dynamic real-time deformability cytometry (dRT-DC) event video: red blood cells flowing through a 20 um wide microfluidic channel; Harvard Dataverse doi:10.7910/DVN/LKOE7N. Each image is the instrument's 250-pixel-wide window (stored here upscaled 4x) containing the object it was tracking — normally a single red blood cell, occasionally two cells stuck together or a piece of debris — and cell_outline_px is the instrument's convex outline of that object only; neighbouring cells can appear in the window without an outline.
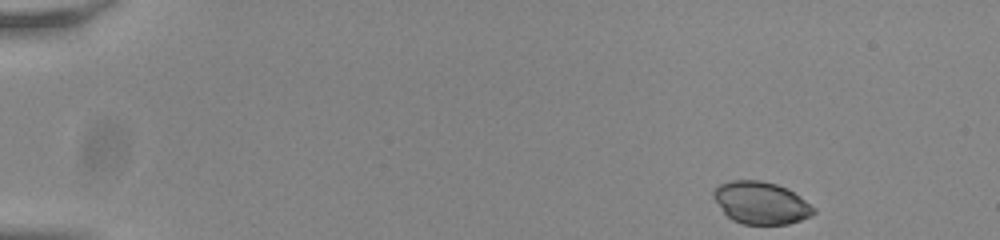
{"species": "common noctule bat (a hibernating species)", "species_latin": "Nyctalus noctula", "temperature_condition": "room temperature", "stored_images_in_passage": 50, "camera_frame_rate_fps": 3000, "um_per_image_px": 0.085, "animal": {"sex": "male", "body_mass_g": 20.0, "forearm_length_mm": 53.3}, "frame": {"image": 1, "passage_image": 1, "time_ms": 0.0, "image_size_px": [1000, 240], "cell_outline_px": [[816, 212], [812, 216], [788, 224], [744, 224], [732, 220], [724, 212], [712, 196], [712, 192], [720, 184], [732, 180], [760, 180], [776, 184], [800, 196], [816, 208]], "centroid_in_image_um": [64.69, 17.25], "position_along_channel_um": 20.3, "area_um2": 24.57}}
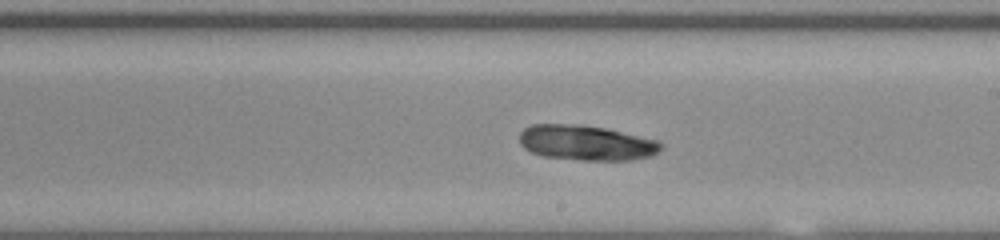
{"frame": {"image": 2, "passage_image": 28, "time_ms": 9.0, "image_size_px": [1000, 240], "cell_outline_px": [[664, 144], [652, 156], [632, 160], [584, 160], [544, 156], [532, 152], [524, 148], [520, 144], [520, 132], [524, 128], [532, 124], [580, 124], [604, 128], [660, 140]], "centroid_in_image_um": [49.84, 12.13], "position_along_channel_um": 239.2, "area_um2": 29.02}}
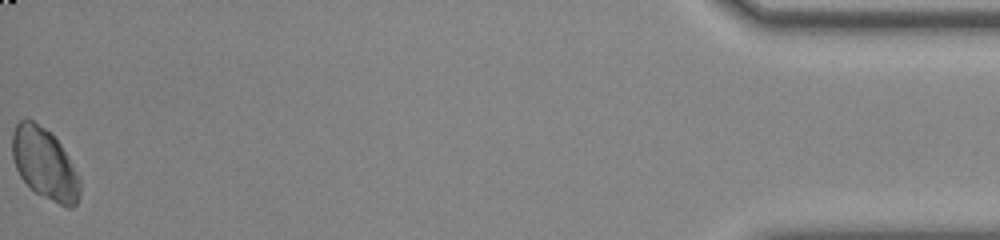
{"frame": {"image": 3, "passage_image": 50, "time_ms": 16.333, "image_size_px": [1000, 240], "cell_outline_px": [[80, 196], [76, 204], [72, 208], [68, 208], [36, 192], [20, 176], [16, 168], [12, 156], [12, 132], [16, 124], [20, 120], [32, 120], [52, 132], [60, 144], [80, 176]], "centroid_in_image_um": [3.81, 13.91], "position_along_channel_um": 431.4, "area_um2": 27.98}}